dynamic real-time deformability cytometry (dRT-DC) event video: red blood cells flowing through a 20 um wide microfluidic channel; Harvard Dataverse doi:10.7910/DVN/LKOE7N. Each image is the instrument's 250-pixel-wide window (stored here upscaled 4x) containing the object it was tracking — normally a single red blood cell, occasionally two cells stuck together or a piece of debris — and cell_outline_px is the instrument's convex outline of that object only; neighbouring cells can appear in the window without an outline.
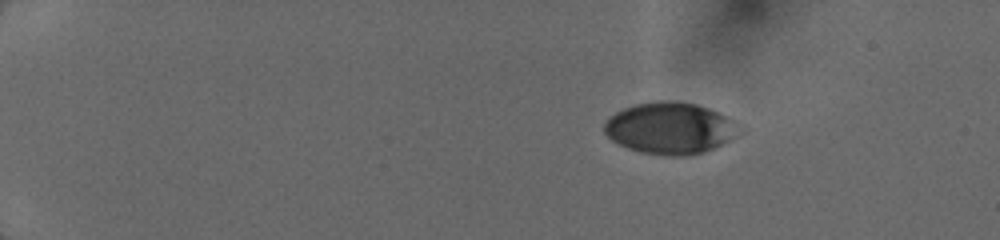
{"species": "human", "species_latin": "Homo sapiens", "temperature_condition": "cold", "stored_images_in_passage": 7, "camera_frame_rate_fps": 3000, "um_per_image_px": 0.085, "donor": {"sex": "female"}, "frame": {"image": 1, "passage_image": 1, "time_ms": 0.0, "image_size_px": [1000, 240], "cell_outline_px": [[736, 136], [704, 152], [680, 156], [672, 156], [644, 152], [628, 148], [612, 140], [604, 132], [604, 120], [608, 116], [624, 108], [636, 104], [656, 100], [676, 100], [696, 104], [708, 108], [724, 116]], "centroid_in_image_um": [56.8, 10.87], "position_along_channel_um": 28.2, "area_um2": 39.48}}
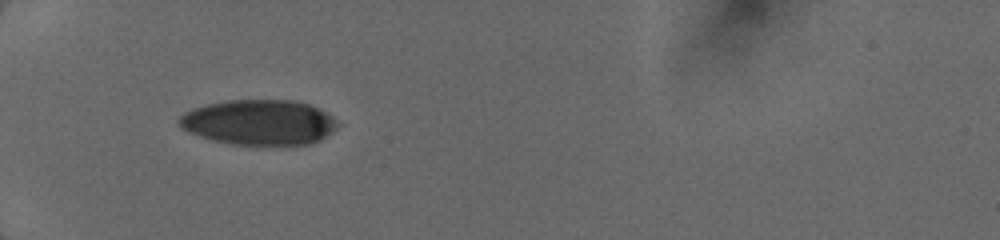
{"frame": {"image": 2, "passage_image": 5, "time_ms": 3.333, "image_size_px": [1000, 240], "cell_outline_px": [[344, 124], [320, 140], [308, 144], [232, 144], [212, 140], [188, 132], [176, 120], [184, 112], [192, 108], [208, 104], [228, 100], [292, 100], [308, 104], [332, 116]], "centroid_in_image_um": [22.05, 10.39], "position_along_channel_um": 63.0, "area_um2": 41.73}}